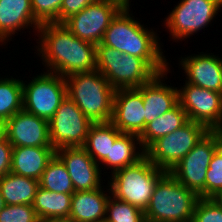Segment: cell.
Here are the masks:
<instances>
[{
    "label": "cell",
    "mask_w": 222,
    "mask_h": 222,
    "mask_svg": "<svg viewBox=\"0 0 222 222\" xmlns=\"http://www.w3.org/2000/svg\"><path fill=\"white\" fill-rule=\"evenodd\" d=\"M37 34L34 53L42 59L44 71L66 77L96 69V45L79 39L62 23L42 24Z\"/></svg>",
    "instance_id": "cell-1"
},
{
    "label": "cell",
    "mask_w": 222,
    "mask_h": 222,
    "mask_svg": "<svg viewBox=\"0 0 222 222\" xmlns=\"http://www.w3.org/2000/svg\"><path fill=\"white\" fill-rule=\"evenodd\" d=\"M130 8V5H125L117 13L105 31L101 43L123 54L144 59L158 74L166 71L169 62L162 52L163 45L157 30L148 29L141 24Z\"/></svg>",
    "instance_id": "cell-2"
},
{
    "label": "cell",
    "mask_w": 222,
    "mask_h": 222,
    "mask_svg": "<svg viewBox=\"0 0 222 222\" xmlns=\"http://www.w3.org/2000/svg\"><path fill=\"white\" fill-rule=\"evenodd\" d=\"M66 94L92 123L111 122L115 89L97 69L64 77Z\"/></svg>",
    "instance_id": "cell-3"
},
{
    "label": "cell",
    "mask_w": 222,
    "mask_h": 222,
    "mask_svg": "<svg viewBox=\"0 0 222 222\" xmlns=\"http://www.w3.org/2000/svg\"><path fill=\"white\" fill-rule=\"evenodd\" d=\"M199 195L167 172L156 184L144 211L149 222H192Z\"/></svg>",
    "instance_id": "cell-4"
},
{
    "label": "cell",
    "mask_w": 222,
    "mask_h": 222,
    "mask_svg": "<svg viewBox=\"0 0 222 222\" xmlns=\"http://www.w3.org/2000/svg\"><path fill=\"white\" fill-rule=\"evenodd\" d=\"M166 173L144 156L134 165L115 171L107 184L111 196L145 211L157 182Z\"/></svg>",
    "instance_id": "cell-5"
},
{
    "label": "cell",
    "mask_w": 222,
    "mask_h": 222,
    "mask_svg": "<svg viewBox=\"0 0 222 222\" xmlns=\"http://www.w3.org/2000/svg\"><path fill=\"white\" fill-rule=\"evenodd\" d=\"M96 69L114 89L138 88L158 74L144 59L102 43L96 45Z\"/></svg>",
    "instance_id": "cell-6"
},
{
    "label": "cell",
    "mask_w": 222,
    "mask_h": 222,
    "mask_svg": "<svg viewBox=\"0 0 222 222\" xmlns=\"http://www.w3.org/2000/svg\"><path fill=\"white\" fill-rule=\"evenodd\" d=\"M222 145V130H209L169 173L186 188L205 198V180L215 151Z\"/></svg>",
    "instance_id": "cell-7"
},
{
    "label": "cell",
    "mask_w": 222,
    "mask_h": 222,
    "mask_svg": "<svg viewBox=\"0 0 222 222\" xmlns=\"http://www.w3.org/2000/svg\"><path fill=\"white\" fill-rule=\"evenodd\" d=\"M221 9L222 0H180L162 24L167 33L170 32L172 41H185L209 27Z\"/></svg>",
    "instance_id": "cell-8"
},
{
    "label": "cell",
    "mask_w": 222,
    "mask_h": 222,
    "mask_svg": "<svg viewBox=\"0 0 222 222\" xmlns=\"http://www.w3.org/2000/svg\"><path fill=\"white\" fill-rule=\"evenodd\" d=\"M208 131L205 125L189 120L174 132L153 141L145 149V156L156 167L169 172Z\"/></svg>",
    "instance_id": "cell-9"
},
{
    "label": "cell",
    "mask_w": 222,
    "mask_h": 222,
    "mask_svg": "<svg viewBox=\"0 0 222 222\" xmlns=\"http://www.w3.org/2000/svg\"><path fill=\"white\" fill-rule=\"evenodd\" d=\"M32 77L22 80L23 109L49 121L67 95L65 79L47 71Z\"/></svg>",
    "instance_id": "cell-10"
},
{
    "label": "cell",
    "mask_w": 222,
    "mask_h": 222,
    "mask_svg": "<svg viewBox=\"0 0 222 222\" xmlns=\"http://www.w3.org/2000/svg\"><path fill=\"white\" fill-rule=\"evenodd\" d=\"M52 147L84 146L93 124L67 95L48 121Z\"/></svg>",
    "instance_id": "cell-11"
},
{
    "label": "cell",
    "mask_w": 222,
    "mask_h": 222,
    "mask_svg": "<svg viewBox=\"0 0 222 222\" xmlns=\"http://www.w3.org/2000/svg\"><path fill=\"white\" fill-rule=\"evenodd\" d=\"M124 6L119 0H100L70 16L62 24L79 39L97 45Z\"/></svg>",
    "instance_id": "cell-12"
},
{
    "label": "cell",
    "mask_w": 222,
    "mask_h": 222,
    "mask_svg": "<svg viewBox=\"0 0 222 222\" xmlns=\"http://www.w3.org/2000/svg\"><path fill=\"white\" fill-rule=\"evenodd\" d=\"M178 100L189 120L222 130V93L185 82L178 88Z\"/></svg>",
    "instance_id": "cell-13"
},
{
    "label": "cell",
    "mask_w": 222,
    "mask_h": 222,
    "mask_svg": "<svg viewBox=\"0 0 222 222\" xmlns=\"http://www.w3.org/2000/svg\"><path fill=\"white\" fill-rule=\"evenodd\" d=\"M4 134L13 147H52L48 120L24 109L4 122Z\"/></svg>",
    "instance_id": "cell-14"
},
{
    "label": "cell",
    "mask_w": 222,
    "mask_h": 222,
    "mask_svg": "<svg viewBox=\"0 0 222 222\" xmlns=\"http://www.w3.org/2000/svg\"><path fill=\"white\" fill-rule=\"evenodd\" d=\"M56 155L65 164L75 191L96 190L105 183L100 165L83 146L63 147L56 150Z\"/></svg>",
    "instance_id": "cell-15"
},
{
    "label": "cell",
    "mask_w": 222,
    "mask_h": 222,
    "mask_svg": "<svg viewBox=\"0 0 222 222\" xmlns=\"http://www.w3.org/2000/svg\"><path fill=\"white\" fill-rule=\"evenodd\" d=\"M142 85L115 89L111 123L121 132L140 135L145 128Z\"/></svg>",
    "instance_id": "cell-16"
},
{
    "label": "cell",
    "mask_w": 222,
    "mask_h": 222,
    "mask_svg": "<svg viewBox=\"0 0 222 222\" xmlns=\"http://www.w3.org/2000/svg\"><path fill=\"white\" fill-rule=\"evenodd\" d=\"M178 58L185 73V82L222 93V57L197 52Z\"/></svg>",
    "instance_id": "cell-17"
},
{
    "label": "cell",
    "mask_w": 222,
    "mask_h": 222,
    "mask_svg": "<svg viewBox=\"0 0 222 222\" xmlns=\"http://www.w3.org/2000/svg\"><path fill=\"white\" fill-rule=\"evenodd\" d=\"M170 65L166 71L157 74L152 80L142 85L145 126L179 103L178 87H172L165 82L168 79L167 74L171 73Z\"/></svg>",
    "instance_id": "cell-18"
},
{
    "label": "cell",
    "mask_w": 222,
    "mask_h": 222,
    "mask_svg": "<svg viewBox=\"0 0 222 222\" xmlns=\"http://www.w3.org/2000/svg\"><path fill=\"white\" fill-rule=\"evenodd\" d=\"M40 26L35 20L31 0H0L1 47L2 45L5 46L6 43L8 44L16 33L21 32V29L29 30L30 27L33 28L32 32L35 33L36 37V32H38Z\"/></svg>",
    "instance_id": "cell-19"
},
{
    "label": "cell",
    "mask_w": 222,
    "mask_h": 222,
    "mask_svg": "<svg viewBox=\"0 0 222 222\" xmlns=\"http://www.w3.org/2000/svg\"><path fill=\"white\" fill-rule=\"evenodd\" d=\"M105 187L103 185L96 190L75 191L72 194L68 219L71 222H104L108 198L111 195L109 185Z\"/></svg>",
    "instance_id": "cell-20"
},
{
    "label": "cell",
    "mask_w": 222,
    "mask_h": 222,
    "mask_svg": "<svg viewBox=\"0 0 222 222\" xmlns=\"http://www.w3.org/2000/svg\"><path fill=\"white\" fill-rule=\"evenodd\" d=\"M55 154L53 147H13L10 172L39 181Z\"/></svg>",
    "instance_id": "cell-21"
},
{
    "label": "cell",
    "mask_w": 222,
    "mask_h": 222,
    "mask_svg": "<svg viewBox=\"0 0 222 222\" xmlns=\"http://www.w3.org/2000/svg\"><path fill=\"white\" fill-rule=\"evenodd\" d=\"M145 156V150L142 148L140 138L136 134L121 133L111 145L110 157H107L101 164L103 170H111L112 175L115 171L126 166L137 163ZM104 167V169H103Z\"/></svg>",
    "instance_id": "cell-22"
},
{
    "label": "cell",
    "mask_w": 222,
    "mask_h": 222,
    "mask_svg": "<svg viewBox=\"0 0 222 222\" xmlns=\"http://www.w3.org/2000/svg\"><path fill=\"white\" fill-rule=\"evenodd\" d=\"M39 181L9 172L0 178V190L6 205H32Z\"/></svg>",
    "instance_id": "cell-23"
},
{
    "label": "cell",
    "mask_w": 222,
    "mask_h": 222,
    "mask_svg": "<svg viewBox=\"0 0 222 222\" xmlns=\"http://www.w3.org/2000/svg\"><path fill=\"white\" fill-rule=\"evenodd\" d=\"M188 121L186 111L178 103L173 109L146 124L139 135L142 148L145 150L153 141L174 132Z\"/></svg>",
    "instance_id": "cell-24"
},
{
    "label": "cell",
    "mask_w": 222,
    "mask_h": 222,
    "mask_svg": "<svg viewBox=\"0 0 222 222\" xmlns=\"http://www.w3.org/2000/svg\"><path fill=\"white\" fill-rule=\"evenodd\" d=\"M120 134L121 132L111 122L93 123L83 147L100 165L107 157H110L111 145Z\"/></svg>",
    "instance_id": "cell-25"
},
{
    "label": "cell",
    "mask_w": 222,
    "mask_h": 222,
    "mask_svg": "<svg viewBox=\"0 0 222 222\" xmlns=\"http://www.w3.org/2000/svg\"><path fill=\"white\" fill-rule=\"evenodd\" d=\"M71 204L72 194L56 193L39 187L32 206L39 219L69 218Z\"/></svg>",
    "instance_id": "cell-26"
},
{
    "label": "cell",
    "mask_w": 222,
    "mask_h": 222,
    "mask_svg": "<svg viewBox=\"0 0 222 222\" xmlns=\"http://www.w3.org/2000/svg\"><path fill=\"white\" fill-rule=\"evenodd\" d=\"M5 77L0 76V121L3 123L23 109L21 78Z\"/></svg>",
    "instance_id": "cell-27"
},
{
    "label": "cell",
    "mask_w": 222,
    "mask_h": 222,
    "mask_svg": "<svg viewBox=\"0 0 222 222\" xmlns=\"http://www.w3.org/2000/svg\"><path fill=\"white\" fill-rule=\"evenodd\" d=\"M39 186L56 193L73 194L75 192L67 168L56 154L42 173Z\"/></svg>",
    "instance_id": "cell-28"
},
{
    "label": "cell",
    "mask_w": 222,
    "mask_h": 222,
    "mask_svg": "<svg viewBox=\"0 0 222 222\" xmlns=\"http://www.w3.org/2000/svg\"><path fill=\"white\" fill-rule=\"evenodd\" d=\"M144 211L110 195L104 222H145Z\"/></svg>",
    "instance_id": "cell-29"
},
{
    "label": "cell",
    "mask_w": 222,
    "mask_h": 222,
    "mask_svg": "<svg viewBox=\"0 0 222 222\" xmlns=\"http://www.w3.org/2000/svg\"><path fill=\"white\" fill-rule=\"evenodd\" d=\"M222 189V145L215 151L205 180V198H211Z\"/></svg>",
    "instance_id": "cell-30"
},
{
    "label": "cell",
    "mask_w": 222,
    "mask_h": 222,
    "mask_svg": "<svg viewBox=\"0 0 222 222\" xmlns=\"http://www.w3.org/2000/svg\"><path fill=\"white\" fill-rule=\"evenodd\" d=\"M63 0H31L35 20L40 24L59 23Z\"/></svg>",
    "instance_id": "cell-31"
},
{
    "label": "cell",
    "mask_w": 222,
    "mask_h": 222,
    "mask_svg": "<svg viewBox=\"0 0 222 222\" xmlns=\"http://www.w3.org/2000/svg\"><path fill=\"white\" fill-rule=\"evenodd\" d=\"M39 218L32 205H6L0 211V222H38Z\"/></svg>",
    "instance_id": "cell-32"
},
{
    "label": "cell",
    "mask_w": 222,
    "mask_h": 222,
    "mask_svg": "<svg viewBox=\"0 0 222 222\" xmlns=\"http://www.w3.org/2000/svg\"><path fill=\"white\" fill-rule=\"evenodd\" d=\"M192 222H222V208L211 198H199Z\"/></svg>",
    "instance_id": "cell-33"
},
{
    "label": "cell",
    "mask_w": 222,
    "mask_h": 222,
    "mask_svg": "<svg viewBox=\"0 0 222 222\" xmlns=\"http://www.w3.org/2000/svg\"><path fill=\"white\" fill-rule=\"evenodd\" d=\"M98 1L100 0H63L59 12V23H63L70 16Z\"/></svg>",
    "instance_id": "cell-34"
},
{
    "label": "cell",
    "mask_w": 222,
    "mask_h": 222,
    "mask_svg": "<svg viewBox=\"0 0 222 222\" xmlns=\"http://www.w3.org/2000/svg\"><path fill=\"white\" fill-rule=\"evenodd\" d=\"M12 148L5 137L0 141V178L11 171Z\"/></svg>",
    "instance_id": "cell-35"
},
{
    "label": "cell",
    "mask_w": 222,
    "mask_h": 222,
    "mask_svg": "<svg viewBox=\"0 0 222 222\" xmlns=\"http://www.w3.org/2000/svg\"><path fill=\"white\" fill-rule=\"evenodd\" d=\"M38 222H71L68 218H43Z\"/></svg>",
    "instance_id": "cell-36"
},
{
    "label": "cell",
    "mask_w": 222,
    "mask_h": 222,
    "mask_svg": "<svg viewBox=\"0 0 222 222\" xmlns=\"http://www.w3.org/2000/svg\"><path fill=\"white\" fill-rule=\"evenodd\" d=\"M222 208V189L211 197Z\"/></svg>",
    "instance_id": "cell-37"
},
{
    "label": "cell",
    "mask_w": 222,
    "mask_h": 222,
    "mask_svg": "<svg viewBox=\"0 0 222 222\" xmlns=\"http://www.w3.org/2000/svg\"><path fill=\"white\" fill-rule=\"evenodd\" d=\"M5 137L4 134V123L0 121V141Z\"/></svg>",
    "instance_id": "cell-38"
},
{
    "label": "cell",
    "mask_w": 222,
    "mask_h": 222,
    "mask_svg": "<svg viewBox=\"0 0 222 222\" xmlns=\"http://www.w3.org/2000/svg\"><path fill=\"white\" fill-rule=\"evenodd\" d=\"M6 206V203L4 201V198L2 196L1 190H0V211Z\"/></svg>",
    "instance_id": "cell-39"
},
{
    "label": "cell",
    "mask_w": 222,
    "mask_h": 222,
    "mask_svg": "<svg viewBox=\"0 0 222 222\" xmlns=\"http://www.w3.org/2000/svg\"><path fill=\"white\" fill-rule=\"evenodd\" d=\"M120 2H122L124 5H130L131 6V2L130 0H119Z\"/></svg>",
    "instance_id": "cell-40"
}]
</instances>
